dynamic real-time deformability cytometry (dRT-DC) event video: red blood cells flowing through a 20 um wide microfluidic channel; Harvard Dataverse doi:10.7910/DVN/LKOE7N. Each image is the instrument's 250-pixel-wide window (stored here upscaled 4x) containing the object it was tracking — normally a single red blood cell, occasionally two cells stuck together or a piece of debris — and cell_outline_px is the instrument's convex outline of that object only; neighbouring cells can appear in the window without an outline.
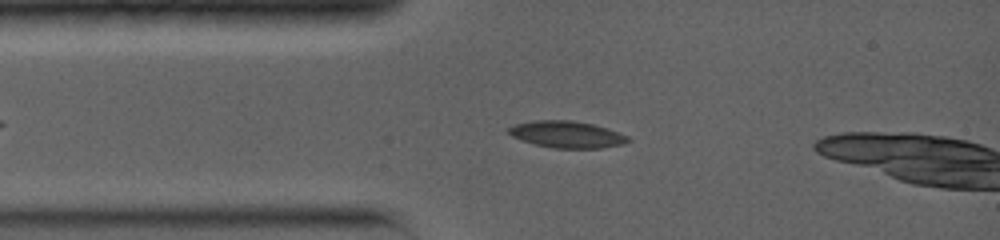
{"species": "common noctule bat (a hibernating species)", "species_latin": "Nyctalus noctula", "temperature_condition": "warm", "stored_images_in_passage": 8, "camera_frame_rate_fps": 5000, "um_per_image_px": 0.085, "animal": {"sex": "female", "body_mass_g": 19.0, "forearm_length_mm": 56.7}, "frame": {"image": 1, "passage_image": 5, "time_ms": 1.8, "image_size_px": [1000, 240], "cell_outline_px": [[632, 140], [624, 144], [600, 148], [552, 148], [536, 144], [512, 136], [508, 132], [508, 128], [516, 124], [532, 120], [572, 120], [592, 124], [608, 128], [628, 136]], "centroid_in_image_um": [48.22, 11.42], "position_along_channel_um": 36.8, "area_um2": 18.55}}